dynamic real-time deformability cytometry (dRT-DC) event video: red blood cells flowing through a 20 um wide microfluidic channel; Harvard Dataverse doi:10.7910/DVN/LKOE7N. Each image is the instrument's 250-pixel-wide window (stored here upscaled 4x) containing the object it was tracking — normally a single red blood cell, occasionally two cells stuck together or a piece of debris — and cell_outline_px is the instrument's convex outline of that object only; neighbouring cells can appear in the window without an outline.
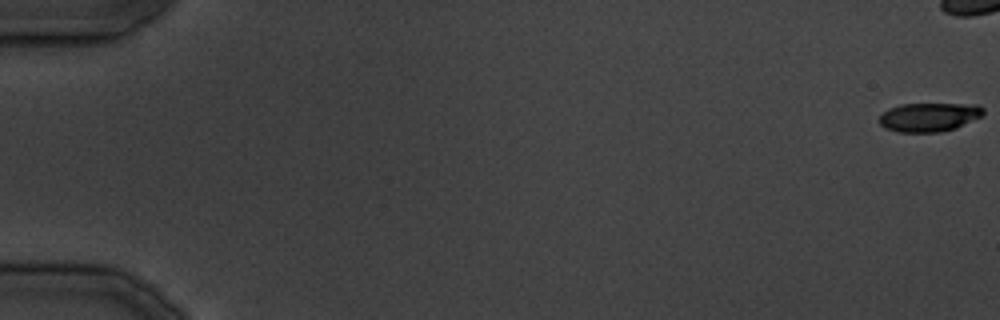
{"species": "common noctule bat (a hibernating species)", "species_latin": "Nyctalus noctula", "temperature_condition": "cold", "stored_images_in_passage": 18, "camera_frame_rate_fps": 3000, "um_per_image_px": 0.085, "animal": {"sex": "male", "body_mass_g": 19.5, "forearm_length_mm": 54.6}, "frame": {"image": 1, "passage_image": 1, "time_ms": 0.0, "image_size_px": [1000, 320], "cell_outline_px": [[984, 112], [980, 116], [956, 128], [940, 132], [900, 132], [884, 128], [880, 124], [880, 116], [888, 108], [900, 104], [980, 104], [984, 108]], "centroid_in_image_um": [78.97, 9.94], "position_along_channel_um": 6.0, "area_um2": 17.46}}